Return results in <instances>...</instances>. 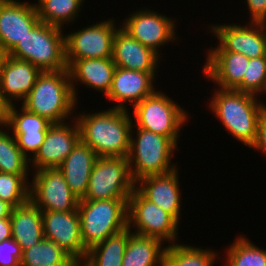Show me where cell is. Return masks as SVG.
<instances>
[{"mask_svg": "<svg viewBox=\"0 0 266 266\" xmlns=\"http://www.w3.org/2000/svg\"><path fill=\"white\" fill-rule=\"evenodd\" d=\"M34 175L29 200L41 211L69 212L78 209L79 198L71 191L58 168L37 170Z\"/></svg>", "mask_w": 266, "mask_h": 266, "instance_id": "30bf717a", "label": "cell"}, {"mask_svg": "<svg viewBox=\"0 0 266 266\" xmlns=\"http://www.w3.org/2000/svg\"><path fill=\"white\" fill-rule=\"evenodd\" d=\"M131 228L109 236L87 250L82 266H122L125 249L131 235Z\"/></svg>", "mask_w": 266, "mask_h": 266, "instance_id": "484cf974", "label": "cell"}, {"mask_svg": "<svg viewBox=\"0 0 266 266\" xmlns=\"http://www.w3.org/2000/svg\"><path fill=\"white\" fill-rule=\"evenodd\" d=\"M3 56H4V54L0 51V62H1V59Z\"/></svg>", "mask_w": 266, "mask_h": 266, "instance_id": "b9f144b4", "label": "cell"}, {"mask_svg": "<svg viewBox=\"0 0 266 266\" xmlns=\"http://www.w3.org/2000/svg\"><path fill=\"white\" fill-rule=\"evenodd\" d=\"M26 176L0 172V200L7 202L13 208L27 203L30 185Z\"/></svg>", "mask_w": 266, "mask_h": 266, "instance_id": "d6a6232c", "label": "cell"}, {"mask_svg": "<svg viewBox=\"0 0 266 266\" xmlns=\"http://www.w3.org/2000/svg\"><path fill=\"white\" fill-rule=\"evenodd\" d=\"M41 71L28 61L4 55L0 62V92L3 100L12 105L13 99L24 101Z\"/></svg>", "mask_w": 266, "mask_h": 266, "instance_id": "e0dca14e", "label": "cell"}, {"mask_svg": "<svg viewBox=\"0 0 266 266\" xmlns=\"http://www.w3.org/2000/svg\"><path fill=\"white\" fill-rule=\"evenodd\" d=\"M44 238L55 242L78 264L87 255L81 237L78 209L69 212L42 211Z\"/></svg>", "mask_w": 266, "mask_h": 266, "instance_id": "7c38bea8", "label": "cell"}, {"mask_svg": "<svg viewBox=\"0 0 266 266\" xmlns=\"http://www.w3.org/2000/svg\"><path fill=\"white\" fill-rule=\"evenodd\" d=\"M78 263L55 242L43 238L23 250L20 266H76Z\"/></svg>", "mask_w": 266, "mask_h": 266, "instance_id": "4316f807", "label": "cell"}, {"mask_svg": "<svg viewBox=\"0 0 266 266\" xmlns=\"http://www.w3.org/2000/svg\"><path fill=\"white\" fill-rule=\"evenodd\" d=\"M22 252L13 238L0 242V266H20Z\"/></svg>", "mask_w": 266, "mask_h": 266, "instance_id": "d590c367", "label": "cell"}, {"mask_svg": "<svg viewBox=\"0 0 266 266\" xmlns=\"http://www.w3.org/2000/svg\"><path fill=\"white\" fill-rule=\"evenodd\" d=\"M12 209L10 204L0 200V220L10 217Z\"/></svg>", "mask_w": 266, "mask_h": 266, "instance_id": "ab89813d", "label": "cell"}, {"mask_svg": "<svg viewBox=\"0 0 266 266\" xmlns=\"http://www.w3.org/2000/svg\"><path fill=\"white\" fill-rule=\"evenodd\" d=\"M18 112L14 104L9 105L5 121L0 126L10 129L12 127V133H32L47 132L52 124L46 118L28 111L23 106Z\"/></svg>", "mask_w": 266, "mask_h": 266, "instance_id": "1f68e13d", "label": "cell"}, {"mask_svg": "<svg viewBox=\"0 0 266 266\" xmlns=\"http://www.w3.org/2000/svg\"><path fill=\"white\" fill-rule=\"evenodd\" d=\"M249 25H213L211 32L225 51L243 54L249 59L265 56L266 23L251 22Z\"/></svg>", "mask_w": 266, "mask_h": 266, "instance_id": "9a60e30c", "label": "cell"}, {"mask_svg": "<svg viewBox=\"0 0 266 266\" xmlns=\"http://www.w3.org/2000/svg\"><path fill=\"white\" fill-rule=\"evenodd\" d=\"M47 132H32V133H13L15 141L22 153L29 159L28 154L38 152L40 146L45 140ZM28 153V154H27Z\"/></svg>", "mask_w": 266, "mask_h": 266, "instance_id": "e575fe53", "label": "cell"}, {"mask_svg": "<svg viewBox=\"0 0 266 266\" xmlns=\"http://www.w3.org/2000/svg\"><path fill=\"white\" fill-rule=\"evenodd\" d=\"M12 238L26 250L44 238L42 211L30 200L12 209L10 215Z\"/></svg>", "mask_w": 266, "mask_h": 266, "instance_id": "cb8c5ba5", "label": "cell"}, {"mask_svg": "<svg viewBox=\"0 0 266 266\" xmlns=\"http://www.w3.org/2000/svg\"><path fill=\"white\" fill-rule=\"evenodd\" d=\"M177 169L164 175H150L136 181V189L149 201L180 220L181 192ZM140 184V185H139Z\"/></svg>", "mask_w": 266, "mask_h": 266, "instance_id": "44dd1931", "label": "cell"}, {"mask_svg": "<svg viewBox=\"0 0 266 266\" xmlns=\"http://www.w3.org/2000/svg\"><path fill=\"white\" fill-rule=\"evenodd\" d=\"M136 187L127 157H98L79 200L128 199Z\"/></svg>", "mask_w": 266, "mask_h": 266, "instance_id": "ba28073f", "label": "cell"}, {"mask_svg": "<svg viewBox=\"0 0 266 266\" xmlns=\"http://www.w3.org/2000/svg\"><path fill=\"white\" fill-rule=\"evenodd\" d=\"M156 72H142L125 68H115L112 86L106 97L117 102L114 108L127 109L123 103L135 105L155 91L153 80Z\"/></svg>", "mask_w": 266, "mask_h": 266, "instance_id": "d6986e66", "label": "cell"}, {"mask_svg": "<svg viewBox=\"0 0 266 266\" xmlns=\"http://www.w3.org/2000/svg\"><path fill=\"white\" fill-rule=\"evenodd\" d=\"M174 21L165 15L145 9L131 14L121 27L160 56L158 48L176 39Z\"/></svg>", "mask_w": 266, "mask_h": 266, "instance_id": "5bb4252c", "label": "cell"}, {"mask_svg": "<svg viewBox=\"0 0 266 266\" xmlns=\"http://www.w3.org/2000/svg\"><path fill=\"white\" fill-rule=\"evenodd\" d=\"M133 108V126L167 136L177 145L179 131L188 117L180 105L162 91H154Z\"/></svg>", "mask_w": 266, "mask_h": 266, "instance_id": "52a82bcc", "label": "cell"}, {"mask_svg": "<svg viewBox=\"0 0 266 266\" xmlns=\"http://www.w3.org/2000/svg\"><path fill=\"white\" fill-rule=\"evenodd\" d=\"M251 147L260 150L261 152L263 151L264 154L266 153V109L259 118L257 125V137Z\"/></svg>", "mask_w": 266, "mask_h": 266, "instance_id": "74e56055", "label": "cell"}, {"mask_svg": "<svg viewBox=\"0 0 266 266\" xmlns=\"http://www.w3.org/2000/svg\"><path fill=\"white\" fill-rule=\"evenodd\" d=\"M127 109L111 108L76 119L80 140L91 147L98 157H127L133 127Z\"/></svg>", "mask_w": 266, "mask_h": 266, "instance_id": "6da1fadb", "label": "cell"}, {"mask_svg": "<svg viewBox=\"0 0 266 266\" xmlns=\"http://www.w3.org/2000/svg\"><path fill=\"white\" fill-rule=\"evenodd\" d=\"M73 127L67 123H52L32 161L36 171L58 168L80 140V130L76 119ZM71 126V127H70Z\"/></svg>", "mask_w": 266, "mask_h": 266, "instance_id": "2e32d148", "label": "cell"}, {"mask_svg": "<svg viewBox=\"0 0 266 266\" xmlns=\"http://www.w3.org/2000/svg\"><path fill=\"white\" fill-rule=\"evenodd\" d=\"M203 73L222 89H236L243 81L249 58L225 51L219 44L208 50Z\"/></svg>", "mask_w": 266, "mask_h": 266, "instance_id": "ac0fdd59", "label": "cell"}, {"mask_svg": "<svg viewBox=\"0 0 266 266\" xmlns=\"http://www.w3.org/2000/svg\"><path fill=\"white\" fill-rule=\"evenodd\" d=\"M251 22L266 23V0H246Z\"/></svg>", "mask_w": 266, "mask_h": 266, "instance_id": "8d00e7d4", "label": "cell"}, {"mask_svg": "<svg viewBox=\"0 0 266 266\" xmlns=\"http://www.w3.org/2000/svg\"><path fill=\"white\" fill-rule=\"evenodd\" d=\"M256 97L234 89L218 88L209 104L231 135L249 147L256 140L258 121L266 109L265 103L258 102Z\"/></svg>", "mask_w": 266, "mask_h": 266, "instance_id": "7a4b0ae2", "label": "cell"}, {"mask_svg": "<svg viewBox=\"0 0 266 266\" xmlns=\"http://www.w3.org/2000/svg\"><path fill=\"white\" fill-rule=\"evenodd\" d=\"M178 244L166 246L163 266H212L216 260L212 250Z\"/></svg>", "mask_w": 266, "mask_h": 266, "instance_id": "f1b7e54d", "label": "cell"}, {"mask_svg": "<svg viewBox=\"0 0 266 266\" xmlns=\"http://www.w3.org/2000/svg\"><path fill=\"white\" fill-rule=\"evenodd\" d=\"M39 22L34 3L0 0V51L8 54Z\"/></svg>", "mask_w": 266, "mask_h": 266, "instance_id": "4fadbf2b", "label": "cell"}, {"mask_svg": "<svg viewBox=\"0 0 266 266\" xmlns=\"http://www.w3.org/2000/svg\"><path fill=\"white\" fill-rule=\"evenodd\" d=\"M224 266H266V250L244 236L238 237L228 248Z\"/></svg>", "mask_w": 266, "mask_h": 266, "instance_id": "4dcf8cb0", "label": "cell"}, {"mask_svg": "<svg viewBox=\"0 0 266 266\" xmlns=\"http://www.w3.org/2000/svg\"><path fill=\"white\" fill-rule=\"evenodd\" d=\"M97 158L95 151L79 140L58 167L69 188L79 199L87 192L91 171Z\"/></svg>", "mask_w": 266, "mask_h": 266, "instance_id": "603a6c76", "label": "cell"}, {"mask_svg": "<svg viewBox=\"0 0 266 266\" xmlns=\"http://www.w3.org/2000/svg\"><path fill=\"white\" fill-rule=\"evenodd\" d=\"M7 55L28 61L41 72L68 68L62 28L41 21Z\"/></svg>", "mask_w": 266, "mask_h": 266, "instance_id": "277c9868", "label": "cell"}, {"mask_svg": "<svg viewBox=\"0 0 266 266\" xmlns=\"http://www.w3.org/2000/svg\"><path fill=\"white\" fill-rule=\"evenodd\" d=\"M72 90L77 97L74 82L78 81L87 87L95 88L107 95L112 86L116 68L112 58L66 59Z\"/></svg>", "mask_w": 266, "mask_h": 266, "instance_id": "7402d4cb", "label": "cell"}, {"mask_svg": "<svg viewBox=\"0 0 266 266\" xmlns=\"http://www.w3.org/2000/svg\"><path fill=\"white\" fill-rule=\"evenodd\" d=\"M8 104L3 100L0 92V124H3L7 115Z\"/></svg>", "mask_w": 266, "mask_h": 266, "instance_id": "60d3db41", "label": "cell"}, {"mask_svg": "<svg viewBox=\"0 0 266 266\" xmlns=\"http://www.w3.org/2000/svg\"><path fill=\"white\" fill-rule=\"evenodd\" d=\"M159 55L152 49L142 45L122 27H118L113 39L112 59L117 67L142 71L155 72Z\"/></svg>", "mask_w": 266, "mask_h": 266, "instance_id": "ffe728a7", "label": "cell"}, {"mask_svg": "<svg viewBox=\"0 0 266 266\" xmlns=\"http://www.w3.org/2000/svg\"><path fill=\"white\" fill-rule=\"evenodd\" d=\"M12 238L10 217L0 220V242Z\"/></svg>", "mask_w": 266, "mask_h": 266, "instance_id": "f35d334b", "label": "cell"}, {"mask_svg": "<svg viewBox=\"0 0 266 266\" xmlns=\"http://www.w3.org/2000/svg\"><path fill=\"white\" fill-rule=\"evenodd\" d=\"M160 239L131 233L122 266H163L166 247ZM162 248V249H161Z\"/></svg>", "mask_w": 266, "mask_h": 266, "instance_id": "d4e9b609", "label": "cell"}, {"mask_svg": "<svg viewBox=\"0 0 266 266\" xmlns=\"http://www.w3.org/2000/svg\"><path fill=\"white\" fill-rule=\"evenodd\" d=\"M137 128V139L131 134L127 156L132 179L150 175H164L176 170L171 156L177 145L167 136Z\"/></svg>", "mask_w": 266, "mask_h": 266, "instance_id": "8992f818", "label": "cell"}, {"mask_svg": "<svg viewBox=\"0 0 266 266\" xmlns=\"http://www.w3.org/2000/svg\"><path fill=\"white\" fill-rule=\"evenodd\" d=\"M128 199L79 200L81 237L84 246L104 241L128 227Z\"/></svg>", "mask_w": 266, "mask_h": 266, "instance_id": "5b68a950", "label": "cell"}, {"mask_svg": "<svg viewBox=\"0 0 266 266\" xmlns=\"http://www.w3.org/2000/svg\"><path fill=\"white\" fill-rule=\"evenodd\" d=\"M35 4L39 20L63 29L64 24L74 21L83 0H38ZM75 17V18H74Z\"/></svg>", "mask_w": 266, "mask_h": 266, "instance_id": "83f0119b", "label": "cell"}, {"mask_svg": "<svg viewBox=\"0 0 266 266\" xmlns=\"http://www.w3.org/2000/svg\"><path fill=\"white\" fill-rule=\"evenodd\" d=\"M128 227L137 228L136 234L154 237L161 241L177 240L179 222L168 212L146 199L136 188L128 198Z\"/></svg>", "mask_w": 266, "mask_h": 266, "instance_id": "9c48e42d", "label": "cell"}, {"mask_svg": "<svg viewBox=\"0 0 266 266\" xmlns=\"http://www.w3.org/2000/svg\"><path fill=\"white\" fill-rule=\"evenodd\" d=\"M68 69L41 72L21 104L51 123H63L77 103Z\"/></svg>", "mask_w": 266, "mask_h": 266, "instance_id": "3957f363", "label": "cell"}, {"mask_svg": "<svg viewBox=\"0 0 266 266\" xmlns=\"http://www.w3.org/2000/svg\"><path fill=\"white\" fill-rule=\"evenodd\" d=\"M4 131L0 129V172L27 175L30 159L19 149L15 137Z\"/></svg>", "mask_w": 266, "mask_h": 266, "instance_id": "f546056e", "label": "cell"}, {"mask_svg": "<svg viewBox=\"0 0 266 266\" xmlns=\"http://www.w3.org/2000/svg\"><path fill=\"white\" fill-rule=\"evenodd\" d=\"M114 21L109 19L67 34L66 59L112 58L117 31Z\"/></svg>", "mask_w": 266, "mask_h": 266, "instance_id": "8fae6325", "label": "cell"}, {"mask_svg": "<svg viewBox=\"0 0 266 266\" xmlns=\"http://www.w3.org/2000/svg\"><path fill=\"white\" fill-rule=\"evenodd\" d=\"M235 90L254 96L266 93V55L249 59L243 81Z\"/></svg>", "mask_w": 266, "mask_h": 266, "instance_id": "836d02e7", "label": "cell"}]
</instances>
